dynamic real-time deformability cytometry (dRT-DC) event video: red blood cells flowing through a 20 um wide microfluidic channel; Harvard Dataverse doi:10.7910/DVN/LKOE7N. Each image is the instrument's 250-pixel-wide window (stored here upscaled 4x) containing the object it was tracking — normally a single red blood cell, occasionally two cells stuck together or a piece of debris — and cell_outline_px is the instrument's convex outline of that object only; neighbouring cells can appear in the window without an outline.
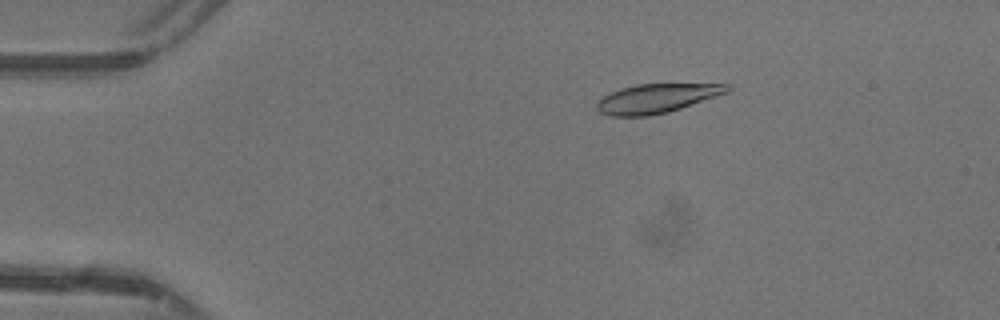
{"species": "common noctule bat (a hibernating species)", "species_latin": "Nyctalus noctula", "temperature_condition": "warm", "stored_images_in_passage": 48, "camera_frame_rate_fps": 3000, "um_per_image_px": 0.085, "animal": {"sex": "female"}, "frame": {"image": 1, "passage_image": 9, "time_ms": 2.667, "image_size_px": [1000, 320], "cell_outline_px": [[732, 88], [728, 92], [668, 112], [648, 116], [608, 116], [600, 112], [596, 108], [596, 100], [620, 88], [636, 84], [732, 84]], "centroid_in_image_um": [55.79, 8.36], "position_along_channel_um": 29.2, "area_um2": 22.08}}
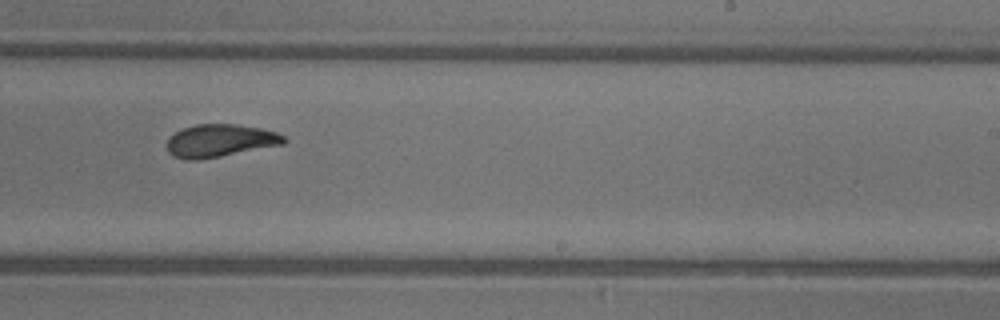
{"frame": {"image": 2, "passage_image": 30, "time_ms": 9.667, "image_size_px": [1000, 320], "cell_outline_px": [[288, 140], [284, 144], [200, 160], [188, 160], [172, 156], [168, 152], [168, 136], [184, 128], [196, 124], [236, 124], [264, 128], [276, 132], [284, 136]], "centroid_in_image_um": [18.72, 11.95], "position_along_channel_um": 270.3, "area_um2": 22.43}}
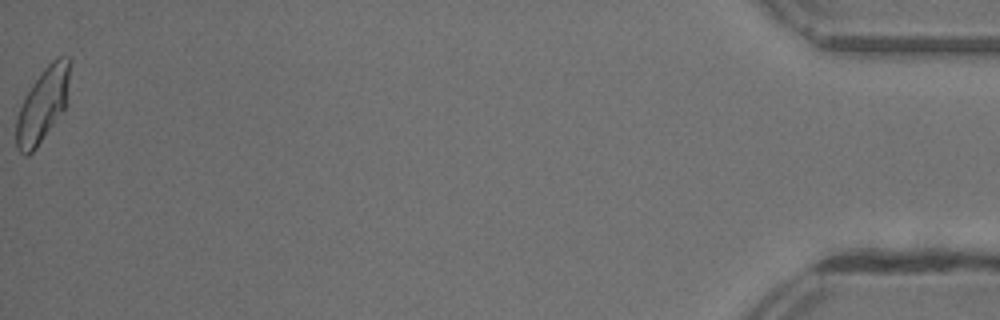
{"frame": {"image": 3, "passage_image": 48, "time_ms": 15.667, "image_size_px": [1000, 320], "cell_outline_px": [[72, 60], [68, 104], [36, 148], [28, 156], [24, 156], [16, 148], [16, 120], [20, 108], [32, 84], [44, 68], [56, 56], [68, 56]], "centroid_in_image_um": [3.69, 8.87], "position_along_channel_um": 431.5, "area_um2": 23.47}, "authors_computed_cell_mechanics": {"area_um2": 22.6287, "velocity_mm_per_s": 4.3809, "shape_relaxation_time_tau1_ms": 4.4846, "shape_relaxation_time_tau2_ms": 1.639, "deformation_change_tau1": 0.1676, "deformation_change_tau2": 0.0705}}